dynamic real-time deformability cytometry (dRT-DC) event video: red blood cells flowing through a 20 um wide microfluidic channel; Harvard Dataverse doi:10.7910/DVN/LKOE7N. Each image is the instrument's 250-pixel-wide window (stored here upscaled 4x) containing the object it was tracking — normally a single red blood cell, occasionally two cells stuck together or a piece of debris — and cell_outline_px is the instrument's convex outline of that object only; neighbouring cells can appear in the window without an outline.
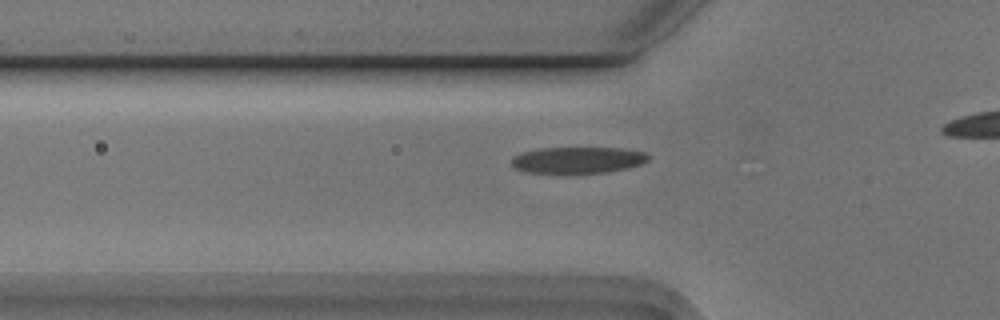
{"species": "Egyptian fruit bat (a non-hibernating species)", "species_latin": "Rousettus aegyptiacus", "temperature_condition": "cold", "stored_images_in_passage": 40, "camera_frame_rate_fps": 3000, "um_per_image_px": 0.085, "animal": {"sex": "male"}, "frame": {"image": 1, "passage_image": 14, "time_ms": 4.333, "image_size_px": [1000, 320], "cell_outline_px": [[648, 160], [640, 164], [628, 168], [608, 172], [528, 172], [516, 168], [512, 164], [512, 156], [520, 152], [540, 148], [620, 148], [644, 152], [648, 156]], "centroid_in_image_um": [49.1, 13.58], "position_along_channel_um": 76.7, "area_um2": 20.69}}
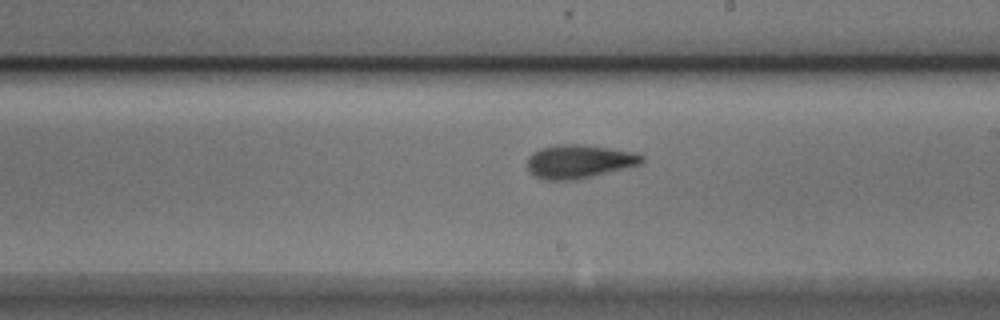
{"frame": {"image": 2, "passage_image": 27, "time_ms": 8.667, "image_size_px": [1000, 320], "cell_outline_px": [[644, 160], [640, 164], [576, 180], [544, 180], [528, 172], [528, 156], [532, 152], [540, 148], [556, 144], [580, 144], [636, 152], [644, 156]], "centroid_in_image_um": [49.19, 13.72], "position_along_channel_um": 239.8, "area_um2": 22.43}}
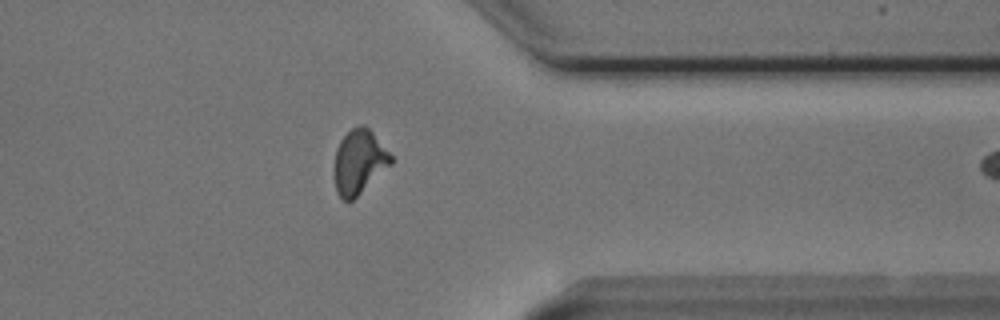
{"frame": {"image": 3, "passage_image": 39, "time_ms": 12.667, "image_size_px": [1000, 320], "cell_outline_px": [[392, 164], [352, 200], [344, 200], [336, 192], [336, 148], [340, 140], [352, 128], [364, 124], [372, 132], [392, 156]], "centroid_in_image_um": [30.54, 13.74], "position_along_channel_um": 380.9, "area_um2": 20.58}}